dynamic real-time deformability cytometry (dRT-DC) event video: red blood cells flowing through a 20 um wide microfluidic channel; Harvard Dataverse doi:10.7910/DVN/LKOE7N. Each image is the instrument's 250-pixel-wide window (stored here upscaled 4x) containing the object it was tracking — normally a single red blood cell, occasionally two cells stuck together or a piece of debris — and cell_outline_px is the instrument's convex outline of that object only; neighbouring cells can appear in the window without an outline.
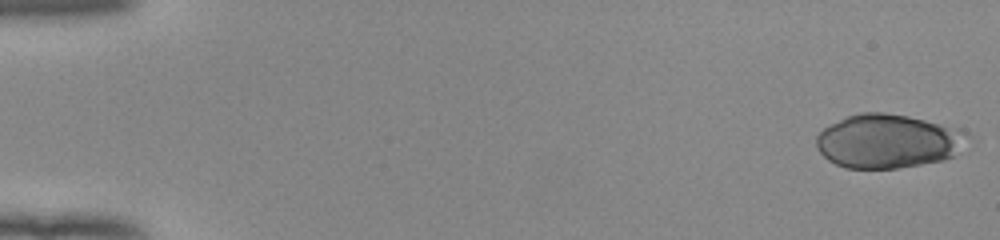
{"species": "human", "species_latin": "Homo sapiens", "temperature_condition": "room temperature", "stored_images_in_passage": 52, "camera_frame_rate_fps": 3000, "um_per_image_px": 0.085, "donor": {"sex": "female"}, "frame": {"image": 1, "passage_image": 1, "time_ms": 0.0, "image_size_px": [1000, 240], "cell_outline_px": [[972, 136], [952, 156], [944, 160], [896, 168], [844, 168], [828, 160], [820, 152], [816, 144], [816, 136], [824, 128], [848, 116], [860, 112], [884, 112], [908, 116], [960, 128], [968, 132]], "centroid_in_image_um": [75.5, 11.99], "position_along_channel_um": 9.5, "area_um2": 47.4}}
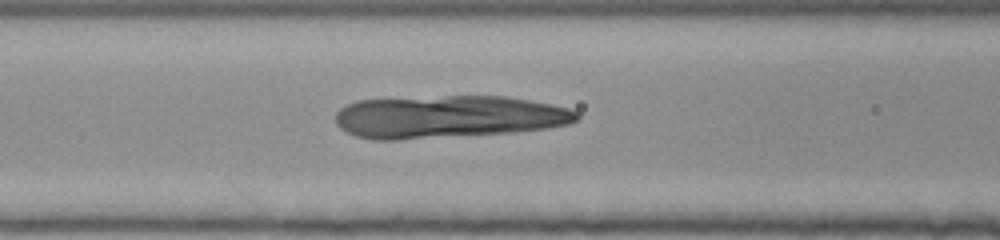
{"frame": {"image": 2, "passage_image": 23, "time_ms": 7.333, "image_size_px": [1000, 240], "cell_outline_px": [[580, 120], [568, 124], [548, 128], [516, 132], [396, 140], [372, 140], [356, 136], [340, 128], [336, 124], [336, 112], [340, 108], [348, 104], [360, 100], [444, 96], [504, 96], [552, 104], [568, 108], [580, 112]], "centroid_in_image_um": [38.14, 9.93], "position_along_channel_um": 128.5, "area_um2": 60.17}}
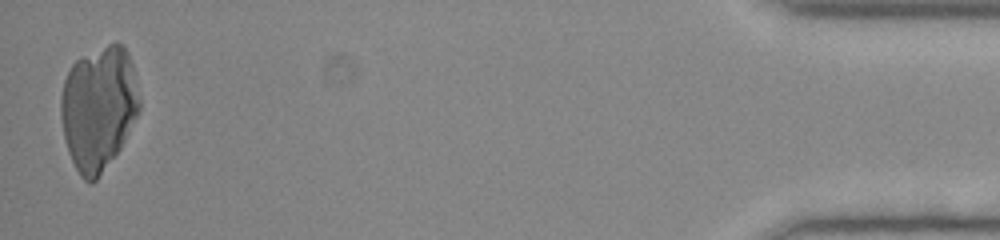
{"frame": {"image": 3, "passage_image": 52, "time_ms": 17.0, "image_size_px": [1000, 240], "cell_outline_px": [[140, 112], [120, 148], [96, 180], [92, 184], [88, 184], [80, 176], [68, 152], [64, 140], [60, 116], [60, 96], [64, 80], [72, 64], [80, 56], [108, 44], [124, 44], [128, 52], [132, 64], [140, 100]], "centroid_in_image_um": [8.37, 9.18], "position_along_channel_um": 426.8, "area_um2": 57.16}}